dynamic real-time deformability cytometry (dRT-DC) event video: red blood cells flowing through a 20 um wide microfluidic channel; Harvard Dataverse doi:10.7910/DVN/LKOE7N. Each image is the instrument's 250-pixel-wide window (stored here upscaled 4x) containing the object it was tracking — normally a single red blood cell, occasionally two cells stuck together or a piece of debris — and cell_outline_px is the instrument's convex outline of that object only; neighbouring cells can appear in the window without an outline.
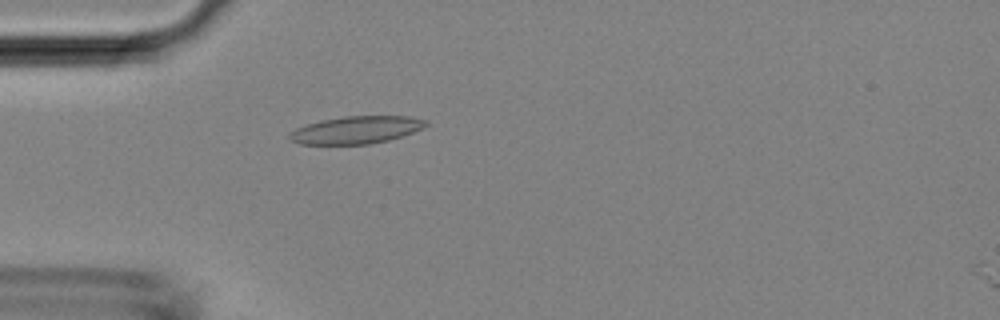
{"species": "Egyptian fruit bat (a non-hibernating species)", "species_latin": "Rousettus aegyptiacus", "temperature_condition": "room temperature", "stored_images_in_passage": 47, "camera_frame_rate_fps": 3000, "um_per_image_px": 0.085, "animal": {"sex": "female"}, "frame": {"image": 1, "passage_image": 14, "time_ms": 4.333, "image_size_px": [1000, 320], "cell_outline_px": [[428, 124], [424, 128], [388, 140], [368, 144], [300, 144], [288, 140], [288, 132], [296, 128], [320, 120], [344, 116], [408, 116], [428, 120]], "centroid_in_image_um": [30.25, 11.04], "position_along_channel_um": 54.8, "area_um2": 21.91}}
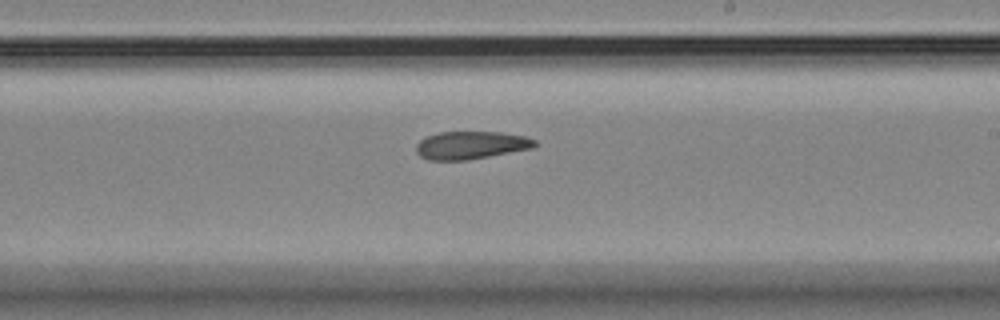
{"frame": {"image": 2, "passage_image": 28, "time_ms": 9.0, "image_size_px": [1000, 320], "cell_outline_px": [[536, 144], [532, 148], [468, 160], [428, 160], [420, 156], [416, 152], [416, 144], [420, 140], [428, 136], [440, 132], [500, 132], [528, 136], [536, 140]], "centroid_in_image_um": [40.03, 12.34], "position_along_channel_um": 249.0, "area_um2": 19.25}}
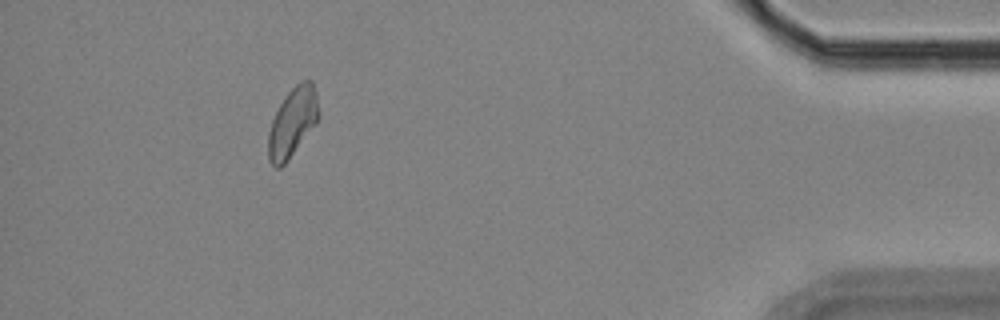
{"frame": {"image": 3, "passage_image": 43, "time_ms": 14.0, "image_size_px": [1000, 320], "cell_outline_px": [[320, 116], [316, 124], [288, 160], [280, 168], [276, 168], [268, 160], [268, 132], [272, 120], [284, 96], [300, 80], [312, 80], [316, 92], [320, 112]], "centroid_in_image_um": [24.88, 10.39], "position_along_channel_um": 410.3, "area_um2": 20.46}}